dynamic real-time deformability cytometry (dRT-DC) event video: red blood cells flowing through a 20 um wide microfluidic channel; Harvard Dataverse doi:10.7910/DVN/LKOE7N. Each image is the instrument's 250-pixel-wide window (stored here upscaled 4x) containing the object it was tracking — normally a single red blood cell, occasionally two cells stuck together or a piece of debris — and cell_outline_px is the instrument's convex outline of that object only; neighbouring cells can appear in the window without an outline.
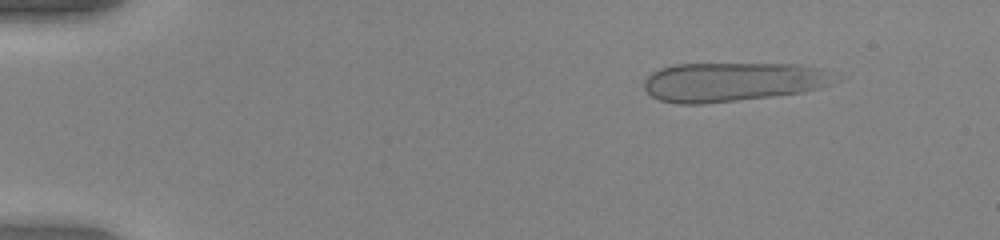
{"species": "human", "species_latin": "Homo sapiens", "temperature_condition": "warm", "stored_images_in_passage": 51, "camera_frame_rate_fps": 3000, "um_per_image_px": 0.085, "donor": {"sex": "female"}, "frame": {"image": 1, "passage_image": 7, "time_ms": 2.0, "image_size_px": [1000, 240], "cell_outline_px": [[848, 76], [836, 84], [804, 92], [772, 96], [704, 104], [680, 104], [660, 100], [652, 96], [644, 88], [644, 80], [652, 72], [660, 68], [676, 64], [800, 64]], "centroid_in_image_um": [62.4, 6.95], "position_along_channel_um": 22.6, "area_um2": 44.22}}
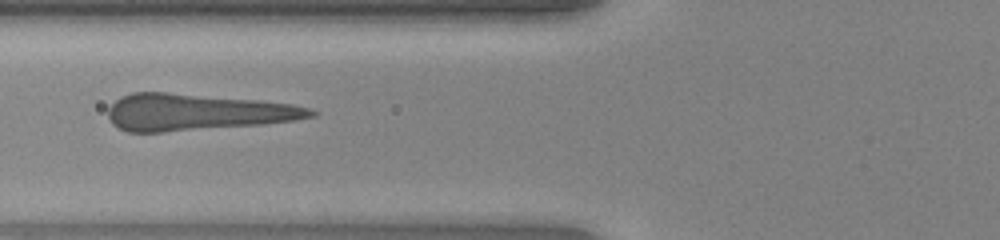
{"frame": {"image": 2, "passage_image": 21, "time_ms": 6.667, "image_size_px": [1000, 240], "cell_outline_px": [[320, 112], [316, 116], [296, 120], [260, 124], [164, 132], [128, 132], [112, 124], [108, 116], [108, 108], [120, 96], [132, 92], [164, 92], [260, 100], [292, 104], [312, 108]], "centroid_in_image_um": [16.75, 9.53], "position_along_channel_um": 109.1, "area_um2": 43.35}}
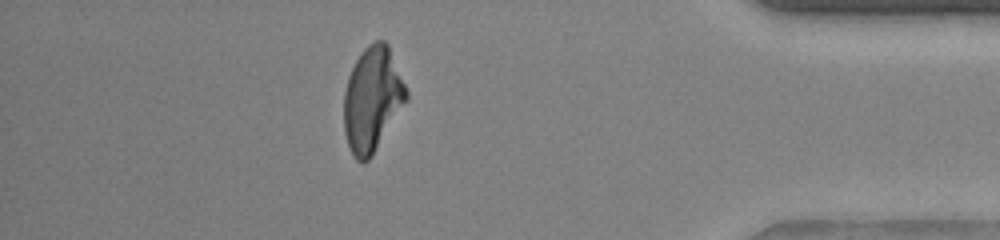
{"frame": {"image": 3, "passage_image": 45, "time_ms": 14.667, "image_size_px": [1000, 240], "cell_outline_px": [[408, 100], [372, 156], [364, 164], [360, 164], [352, 156], [344, 132], [344, 92], [348, 76], [356, 60], [364, 48], [368, 44], [376, 40], [384, 40], [388, 44], [408, 92]], "centroid_in_image_um": [31.64, 8.47], "position_along_channel_um": 403.6, "area_um2": 38.26}}